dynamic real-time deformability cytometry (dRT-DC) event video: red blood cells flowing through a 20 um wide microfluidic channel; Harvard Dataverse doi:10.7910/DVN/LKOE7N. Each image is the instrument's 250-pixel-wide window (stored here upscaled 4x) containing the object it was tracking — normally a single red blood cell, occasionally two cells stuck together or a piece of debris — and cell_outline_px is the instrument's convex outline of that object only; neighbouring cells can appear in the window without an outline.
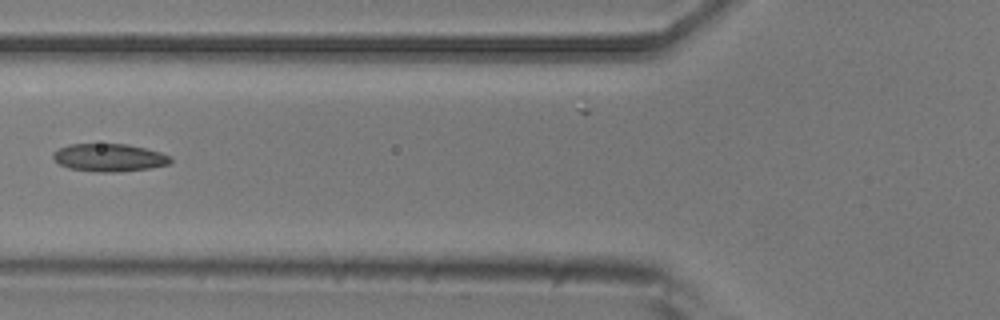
{"species": "common noctule bat (a hibernating species)", "species_latin": "Nyctalus noctula", "temperature_condition": "room temperature", "stored_images_in_passage": 10, "camera_frame_rate_fps": 3000, "um_per_image_px": 0.085, "animal": {"sex": "male", "body_mass_g": 20.5, "forearm_length_mm": 52.5}, "frame": {"image": 1, "passage_image": 6, "time_ms": 6.0, "image_size_px": [1000, 320], "cell_outline_px": [[172, 160], [168, 164], [148, 168], [116, 172], [96, 172], [68, 168], [60, 164], [52, 156], [52, 152], [68, 144], [128, 144], [160, 152], [172, 156]], "centroid_in_image_um": [9.27, 13.39], "position_along_channel_um": 116.5, "area_um2": 18.96}}
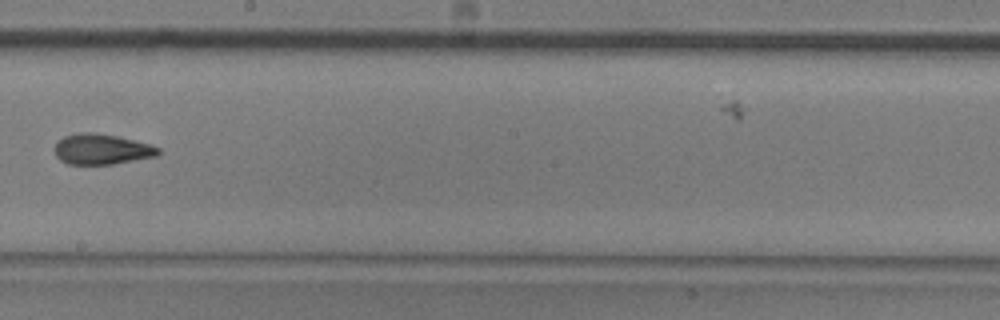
{"frame": {"image": 2, "passage_image": 9, "time_ms": 9.333, "image_size_px": [1000, 320], "cell_outline_px": [[160, 152], [156, 156], [112, 164], [68, 164], [60, 160], [56, 156], [52, 148], [56, 140], [64, 136], [80, 132], [96, 132], [116, 136], [148, 144], [160, 148]], "centroid_in_image_um": [8.56, 12.67], "position_along_channel_um": 239.6, "area_um2": 18.5}}
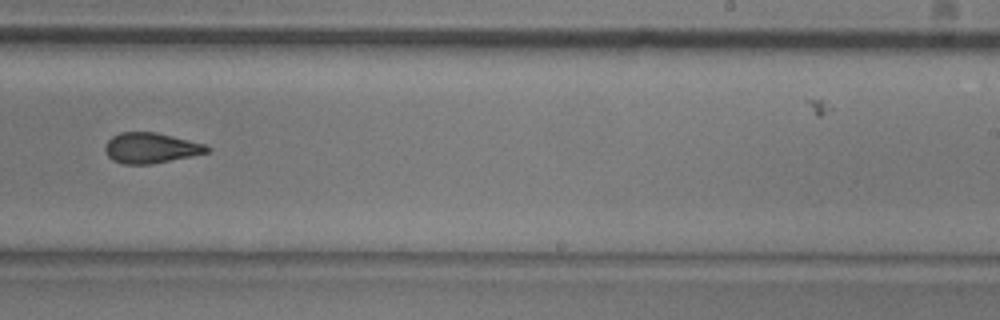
{"frame": {"image": 3, "passage_image": 10, "time_ms": 10.333, "image_size_px": [1000, 320], "cell_outline_px": [[212, 148], [208, 152], [152, 164], [124, 164], [112, 160], [108, 156], [104, 148], [108, 140], [112, 136], [120, 132], [156, 132], [204, 144]], "centroid_in_image_um": [12.79, 12.57], "position_along_channel_um": 276.2, "area_um2": 17.92}}